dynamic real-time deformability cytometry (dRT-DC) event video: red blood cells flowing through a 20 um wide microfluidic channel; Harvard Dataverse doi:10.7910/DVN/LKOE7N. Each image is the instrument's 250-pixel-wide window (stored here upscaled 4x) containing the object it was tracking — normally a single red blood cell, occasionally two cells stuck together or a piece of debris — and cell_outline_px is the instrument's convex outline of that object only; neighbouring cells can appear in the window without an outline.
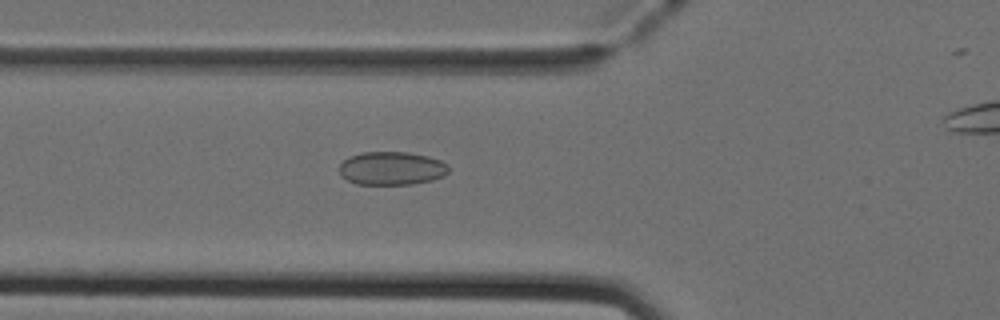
{"species": "Egyptian fruit bat (a non-hibernating species)", "species_latin": "Rousettus aegyptiacus", "temperature_condition": "cold", "stored_images_in_passage": 46, "camera_frame_rate_fps": 3000, "um_per_image_px": 0.085, "animal": {"sex": "female"}, "frame": {"image": 1, "passage_image": 19, "time_ms": 6.0, "image_size_px": [1000, 320], "cell_outline_px": [[448, 172], [444, 176], [432, 180], [412, 184], [356, 184], [340, 176], [340, 164], [348, 156], [360, 152], [408, 152], [428, 156], [440, 160], [448, 164]], "centroid_in_image_um": [33.28, 14.3], "position_along_channel_um": 92.5, "area_um2": 21.39}}
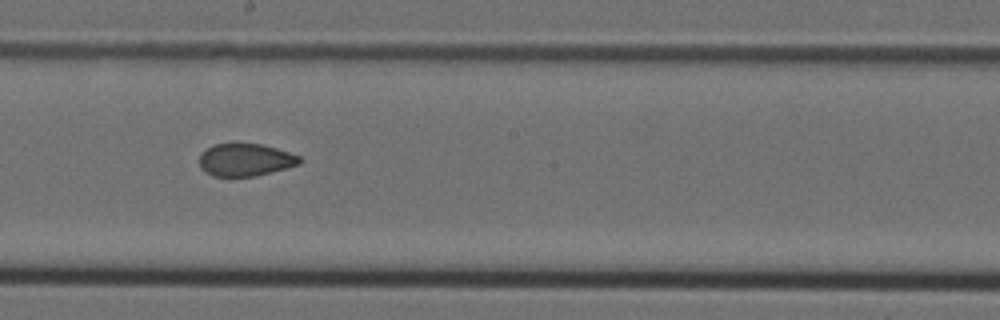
{"frame": {"image": 2, "passage_image": 29, "time_ms": 9.333, "image_size_px": [1000, 320], "cell_outline_px": [[304, 160], [300, 164], [256, 176], [212, 176], [204, 172], [200, 168], [200, 152], [216, 144], [260, 144], [276, 148], [300, 156]], "centroid_in_image_um": [20.86, 13.6], "position_along_channel_um": 227.3, "area_um2": 18.96}}
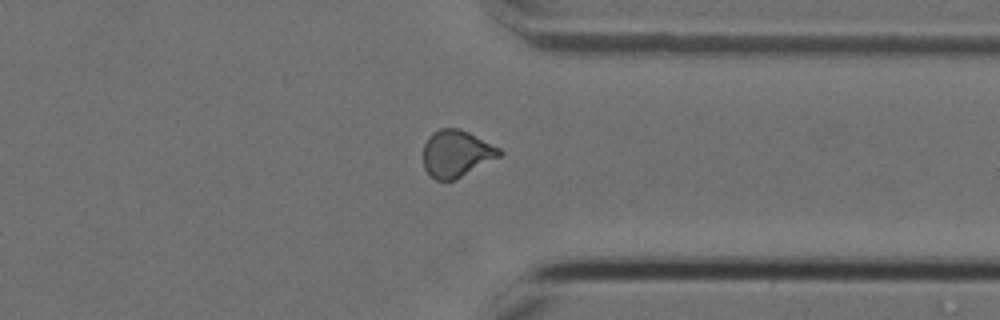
{"frame": {"image": 3, "passage_image": 40, "time_ms": 13.0, "image_size_px": [1000, 320], "cell_outline_px": [[504, 152], [500, 156], [452, 180], [436, 180], [424, 168], [424, 144], [428, 136], [432, 132], [440, 128], [456, 128], [468, 132], [500, 148]], "centroid_in_image_um": [38.77, 13.02], "position_along_channel_um": 372.6, "area_um2": 20.4}, "authors_computed_cell_mechanics": {"area_um2": 20.4612, "velocity_mm_per_s": 4.0201, "shape_relaxation_time_tau1_ms": null, "shape_relaxation_time_tau2_ms": 1.6824, "deformation_change_tau1": null, "deformation_change_tau2": 0.0553}}